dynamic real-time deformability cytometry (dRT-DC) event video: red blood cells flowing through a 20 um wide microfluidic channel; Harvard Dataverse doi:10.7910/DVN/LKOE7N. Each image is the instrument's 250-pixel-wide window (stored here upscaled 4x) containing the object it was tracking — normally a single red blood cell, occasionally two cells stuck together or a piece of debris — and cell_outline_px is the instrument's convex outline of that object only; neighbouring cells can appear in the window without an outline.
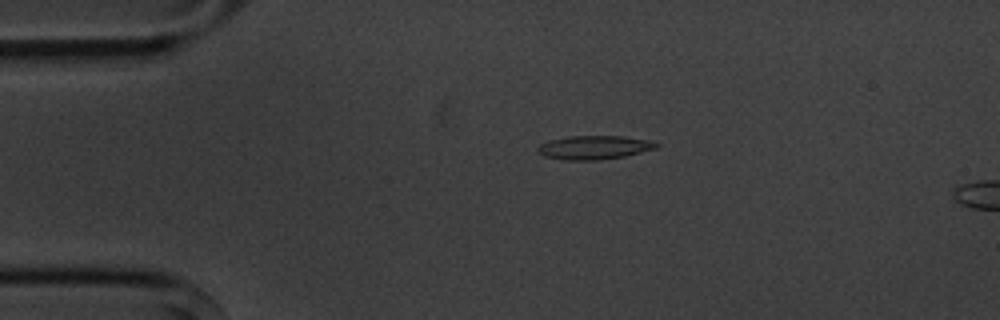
{"species": "common noctule bat (a hibernating species)", "species_latin": "Nyctalus noctula", "temperature_condition": "cold", "stored_images_in_passage": 5, "camera_frame_rate_fps": 3000, "um_per_image_px": 0.085, "animal": {"sex": "male", "body_mass_g": 20.1, "forearm_length_mm": 53.5}, "frame": {"image": 1, "passage_image": 4, "time_ms": 3.333, "image_size_px": [1000, 320], "cell_outline_px": [[660, 144], [656, 148], [624, 156], [596, 160], [564, 160], [544, 156], [536, 148], [540, 144], [552, 140], [568, 136], [620, 136], [648, 140]], "centroid_in_image_um": [50.49, 12.53], "position_along_channel_um": 34.5, "area_um2": 16.13}}